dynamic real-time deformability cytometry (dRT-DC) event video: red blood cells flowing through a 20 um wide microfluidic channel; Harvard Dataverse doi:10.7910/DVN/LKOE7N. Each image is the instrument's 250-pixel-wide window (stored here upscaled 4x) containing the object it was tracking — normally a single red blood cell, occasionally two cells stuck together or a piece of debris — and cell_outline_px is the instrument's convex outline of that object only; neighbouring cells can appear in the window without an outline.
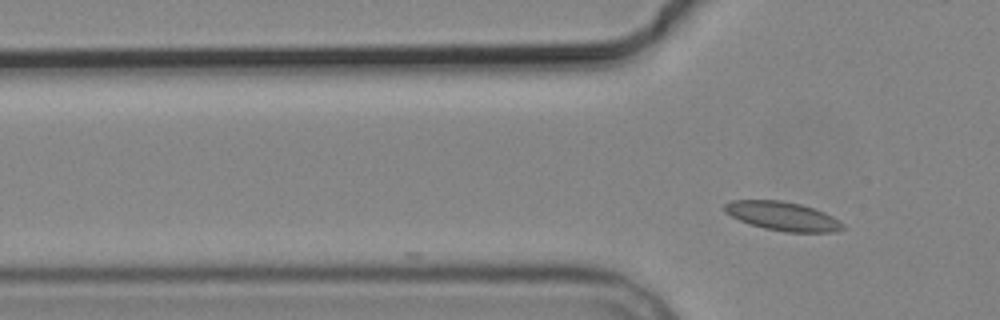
{"species": "common noctule bat (a hibernating species)", "species_latin": "Nyctalus noctula", "temperature_condition": "cold", "stored_images_in_passage": 2, "camera_frame_rate_fps": 3000, "um_per_image_px": 0.085, "animal": {"sex": "male", "body_mass_g": 19.2, "forearm_length_mm": 51.8}, "frame": {"image": 1, "passage_image": 2, "time_ms": 1.333, "image_size_px": [1000, 320], "cell_outline_px": [[844, 228], [832, 232], [784, 232], [764, 228], [740, 220], [724, 212], [724, 204], [732, 200], [780, 200], [800, 204], [824, 212], [832, 216], [844, 224]], "centroid_in_image_um": [66.51, 18.37], "position_along_channel_um": 59.3, "area_um2": 19.71}}